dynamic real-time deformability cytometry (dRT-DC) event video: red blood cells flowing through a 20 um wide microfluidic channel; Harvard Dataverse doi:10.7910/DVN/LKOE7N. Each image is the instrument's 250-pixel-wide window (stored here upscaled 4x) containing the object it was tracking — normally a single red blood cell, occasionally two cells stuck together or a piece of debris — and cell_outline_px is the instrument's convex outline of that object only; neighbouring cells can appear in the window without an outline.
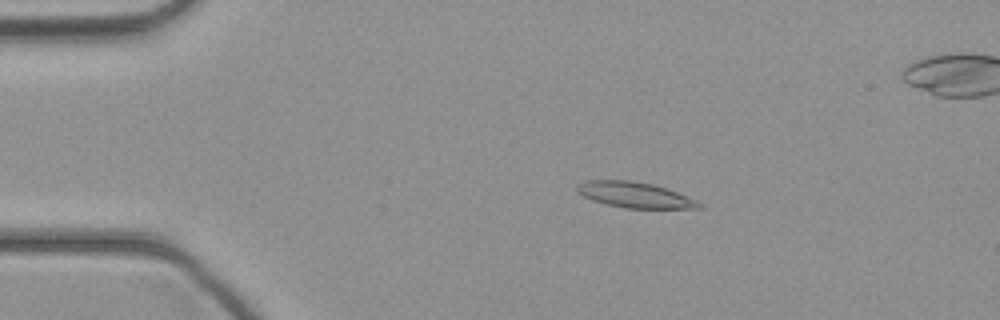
{"species": "common noctule bat (a hibernating species)", "species_latin": "Nyctalus noctula", "temperature_condition": "cold", "stored_images_in_passage": 46, "camera_frame_rate_fps": 3000, "um_per_image_px": 0.085, "animal": {"sex": "female", "body_mass_g": 21.9}, "frame": {"image": 1, "passage_image": 9, "time_ms": 2.667, "image_size_px": [1000, 320], "cell_outline_px": [[704, 208], [624, 208], [592, 200], [576, 192], [576, 184], [584, 180], [632, 180], [652, 184], [676, 192], [696, 200], [704, 204]], "centroid_in_image_um": [53.92, 16.56], "position_along_channel_um": 31.1, "area_um2": 18.21}}
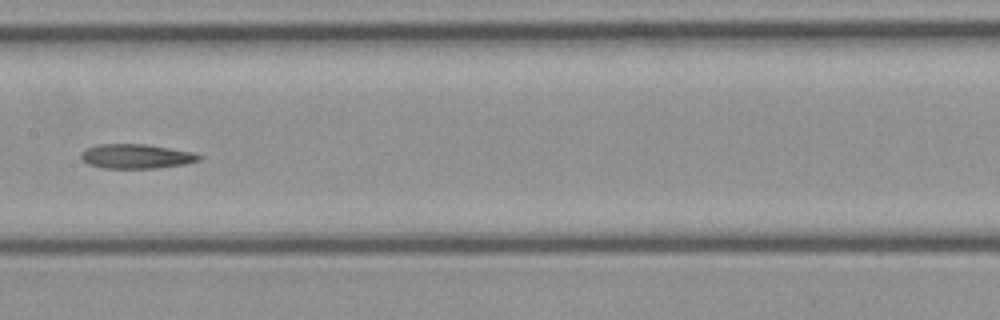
{"frame": {"image": 2, "passage_image": 23, "time_ms": 7.333, "image_size_px": [1000, 320], "cell_outline_px": [[204, 156], [200, 160], [188, 164], [156, 168], [104, 168], [88, 164], [80, 156], [80, 152], [84, 148], [100, 144], [144, 144], [196, 152]], "centroid_in_image_um": [11.63, 13.28], "position_along_channel_um": 195.8, "area_um2": 17.05}}
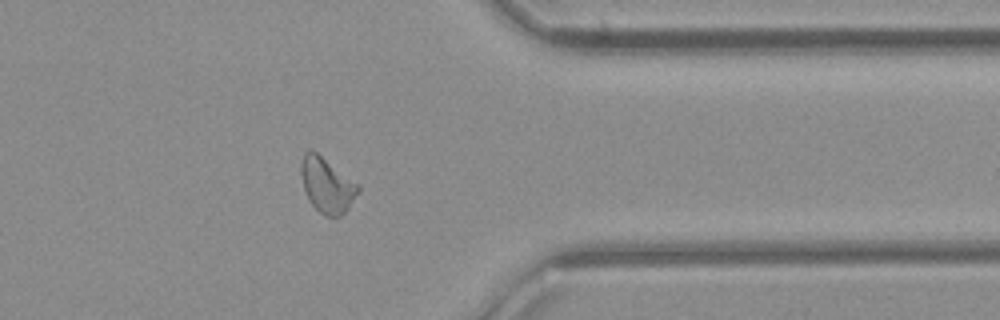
{"frame": {"image": 3, "passage_image": 36, "time_ms": 11.667, "image_size_px": [1000, 320], "cell_outline_px": [[360, 192], [348, 208], [340, 216], [328, 216], [320, 212], [308, 200], [304, 188], [300, 172], [300, 164], [304, 152], [316, 152], [360, 184]], "centroid_in_image_um": [27.81, 15.73], "position_along_channel_um": 383.6, "area_um2": 18.21}}